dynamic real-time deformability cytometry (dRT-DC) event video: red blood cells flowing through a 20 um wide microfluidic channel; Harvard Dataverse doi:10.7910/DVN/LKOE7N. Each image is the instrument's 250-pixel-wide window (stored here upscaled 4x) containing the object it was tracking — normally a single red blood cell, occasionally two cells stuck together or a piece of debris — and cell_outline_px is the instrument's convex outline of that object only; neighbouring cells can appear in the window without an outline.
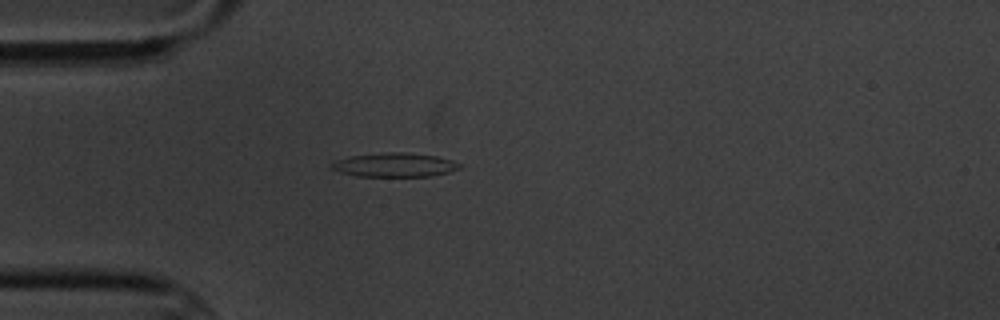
{"species": "common noctule bat (a hibernating species)", "species_latin": "Nyctalus noctula", "temperature_condition": "cold", "stored_images_in_passage": 1, "camera_frame_rate_fps": 3000, "um_per_image_px": 0.085, "animal": {"sex": "male", "body_mass_g": 20.1, "forearm_length_mm": 53.5}, "frame": {"image": 1, "passage_image": 1, "time_ms": 0.0, "image_size_px": [1000, 320], "cell_outline_px": [[464, 164], [460, 168], [448, 172], [428, 176], [356, 176], [340, 172], [332, 168], [332, 164], [336, 160], [348, 156], [388, 152], [404, 152], [436, 156], [452, 160]], "centroid_in_image_um": [33.57, 14.01], "position_along_channel_um": 51.4, "area_um2": 17.8}}